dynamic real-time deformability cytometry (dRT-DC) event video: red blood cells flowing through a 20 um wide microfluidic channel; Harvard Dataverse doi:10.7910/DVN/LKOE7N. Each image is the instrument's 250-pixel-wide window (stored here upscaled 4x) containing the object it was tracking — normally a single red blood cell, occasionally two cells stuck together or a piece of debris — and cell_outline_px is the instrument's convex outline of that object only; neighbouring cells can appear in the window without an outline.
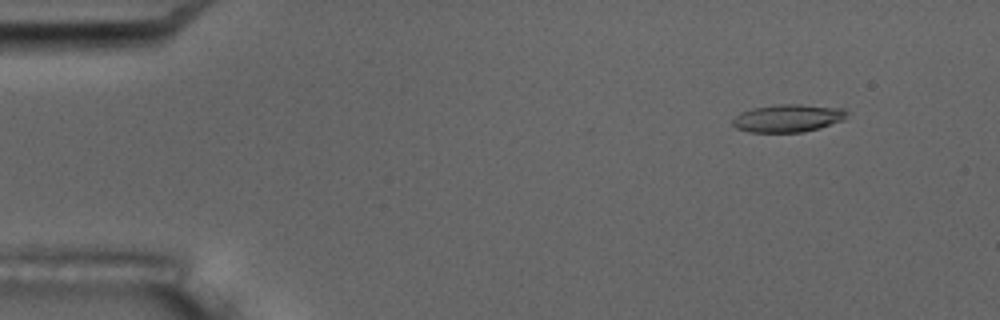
{"species": "common noctule bat (a hibernating species)", "species_latin": "Nyctalus noctula", "temperature_condition": "room temperature", "stored_images_in_passage": 6, "camera_frame_rate_fps": 3000, "um_per_image_px": 0.085, "animal": {"sex": "male", "body_mass_g": 17.5, "forearm_length_mm": 52.3}, "frame": {"image": 1, "passage_image": 2, "time_ms": 1.333, "image_size_px": [1000, 320], "cell_outline_px": [[848, 112], [844, 120], [820, 128], [800, 132], [748, 132], [736, 128], [732, 124], [732, 120], [740, 112], [752, 108], [780, 104], [800, 104], [844, 108]], "centroid_in_image_um": [66.98, 10.04], "position_along_channel_um": 18.0, "area_um2": 18.55}}